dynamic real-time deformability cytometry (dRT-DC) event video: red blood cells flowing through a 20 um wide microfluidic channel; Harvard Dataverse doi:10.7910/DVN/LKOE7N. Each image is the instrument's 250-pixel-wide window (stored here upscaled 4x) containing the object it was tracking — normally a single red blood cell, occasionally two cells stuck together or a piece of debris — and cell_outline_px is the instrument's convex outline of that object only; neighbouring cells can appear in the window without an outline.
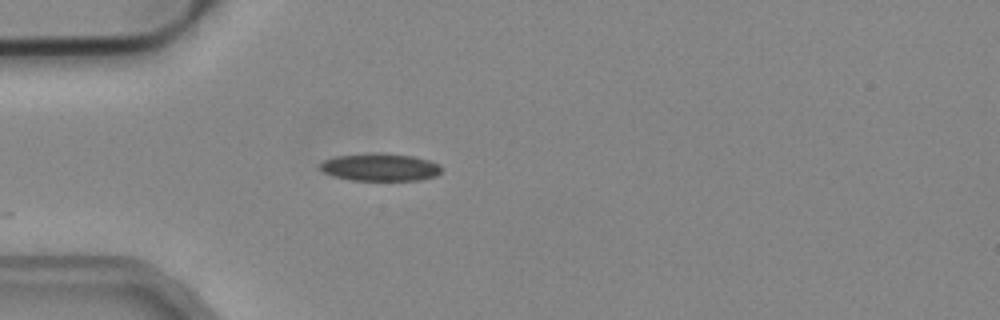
{"species": "common noctule bat (a hibernating species)", "species_latin": "Nyctalus noctula", "temperature_condition": "cold", "stored_images_in_passage": 8, "camera_frame_rate_fps": 3000, "um_per_image_px": 0.085, "animal": {"sex": "male", "body_mass_g": 19.2, "forearm_length_mm": 51.8}, "frame": {"image": 1, "passage_image": 1, "time_ms": 0.0, "image_size_px": [1000, 320], "cell_outline_px": [[440, 172], [436, 176], [420, 180], [352, 180], [332, 176], [324, 172], [320, 168], [320, 164], [324, 160], [336, 156], [412, 156], [428, 160], [440, 164]], "centroid_in_image_um": [32.33, 14.27], "position_along_channel_um": 52.7, "area_um2": 18.38}}
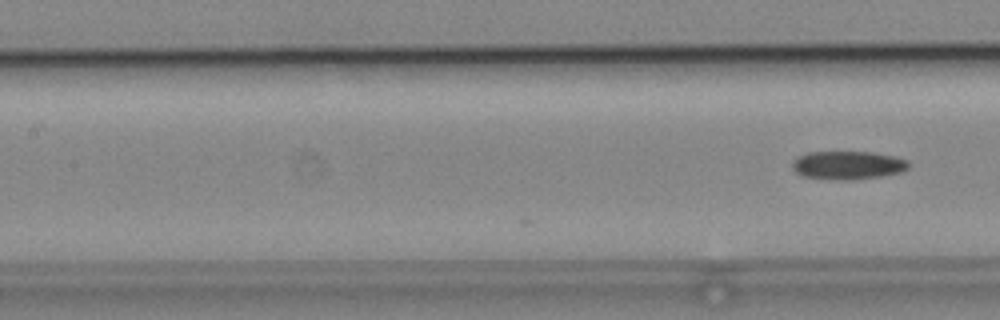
{"frame": {"image": 2, "passage_image": 8, "time_ms": 2.333, "image_size_px": [1000, 320], "cell_outline_px": [[908, 168], [904, 172], [880, 176], [848, 180], [840, 180], [804, 176], [796, 172], [792, 168], [792, 160], [796, 156], [808, 152], [872, 152], [896, 156], [908, 160]], "centroid_in_image_um": [72.07, 14.03], "position_along_channel_um": 135.3, "area_um2": 19.31}}